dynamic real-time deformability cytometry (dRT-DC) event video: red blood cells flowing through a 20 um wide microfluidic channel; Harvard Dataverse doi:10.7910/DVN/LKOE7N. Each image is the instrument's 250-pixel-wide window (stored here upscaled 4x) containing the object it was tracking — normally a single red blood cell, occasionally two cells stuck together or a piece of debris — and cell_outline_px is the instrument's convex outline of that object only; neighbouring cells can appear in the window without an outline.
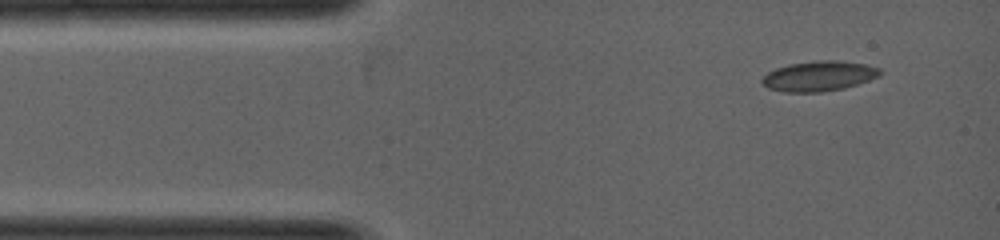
{"species": "common noctule bat (a hibernating species)", "species_latin": "Nyctalus noctula", "temperature_condition": "warm", "stored_images_in_passage": 4, "camera_frame_rate_fps": 5000, "um_per_image_px": 0.085, "animal": {"sex": "female", "body_mass_g": 19.0, "forearm_length_mm": 53.3}, "frame": {"image": 1, "passage_image": 1, "time_ms": 0.0, "image_size_px": [1000, 240], "cell_outline_px": [[880, 76], [844, 88], [820, 92], [784, 92], [768, 88], [760, 84], [760, 80], [768, 72], [776, 68], [788, 64], [816, 60], [836, 60], [864, 64], [880, 68]], "centroid_in_image_um": [69.56, 6.46], "position_along_channel_um": 15.4, "area_um2": 20.69}}
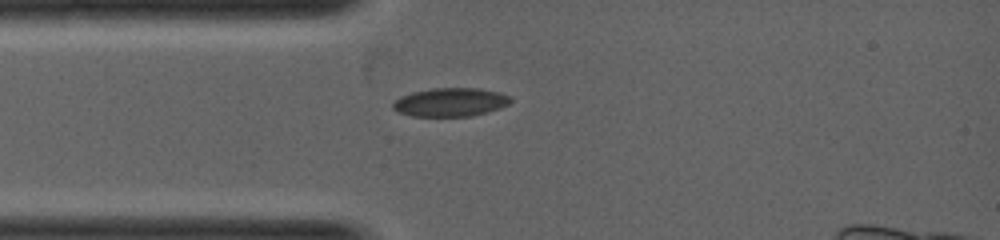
{"frame": {"image": 2, "passage_image": 3, "time_ms": 1.0, "image_size_px": [1000, 240], "cell_outline_px": [[512, 100], [508, 104], [500, 108], [488, 112], [472, 116], [412, 116], [396, 112], [392, 108], [392, 104], [400, 96], [412, 92], [432, 88], [480, 88], [500, 92], [508, 96]], "centroid_in_image_um": [38.27, 8.68], "position_along_channel_um": 46.7, "area_um2": 19.71}}
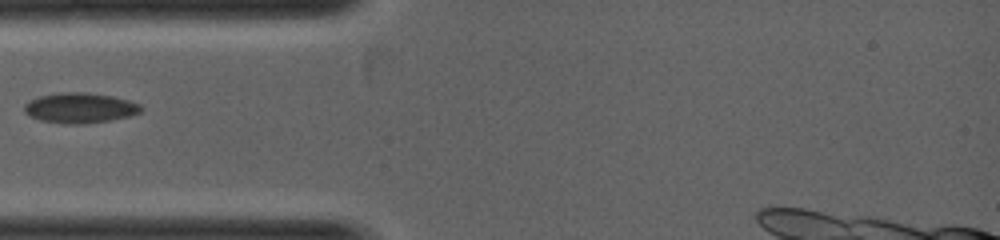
{"frame": {"image": 3, "passage_image": 4, "time_ms": 1.4, "image_size_px": [1000, 240], "cell_outline_px": [[144, 108], [140, 112], [128, 116], [112, 120], [84, 124], [64, 124], [40, 120], [28, 116], [24, 112], [24, 104], [28, 100], [40, 96], [60, 92], [84, 92], [112, 96], [128, 100], [140, 104]], "centroid_in_image_um": [6.77, 9.18], "position_along_channel_um": 78.2, "area_um2": 20.75}}